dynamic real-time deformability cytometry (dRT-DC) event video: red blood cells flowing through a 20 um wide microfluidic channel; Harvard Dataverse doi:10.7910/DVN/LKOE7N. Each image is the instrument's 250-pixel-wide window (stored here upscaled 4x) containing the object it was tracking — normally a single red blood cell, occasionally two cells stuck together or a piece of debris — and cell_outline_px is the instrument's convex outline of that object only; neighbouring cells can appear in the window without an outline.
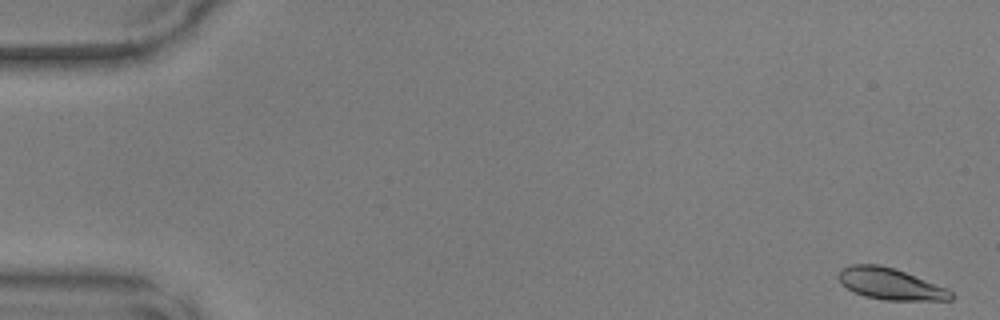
{"species": "common noctule bat (a hibernating species)", "species_latin": "Nyctalus noctula", "temperature_condition": "warm", "stored_images_in_passage": 48, "camera_frame_rate_fps": 3000, "um_per_image_px": 0.085, "animal": {"sex": "male", "body_mass_g": 17.9, "forearm_length_mm": 54.2}, "frame": {"image": 1, "passage_image": 1, "time_ms": 0.0, "image_size_px": [1000, 320], "cell_outline_px": [[956, 296], [952, 300], [884, 300], [864, 296], [840, 284], [836, 276], [844, 268], [852, 264], [876, 264], [892, 268], [904, 272], [948, 288]], "centroid_in_image_um": [75.7, 24.14], "position_along_channel_um": 9.3, "area_um2": 20.52}}
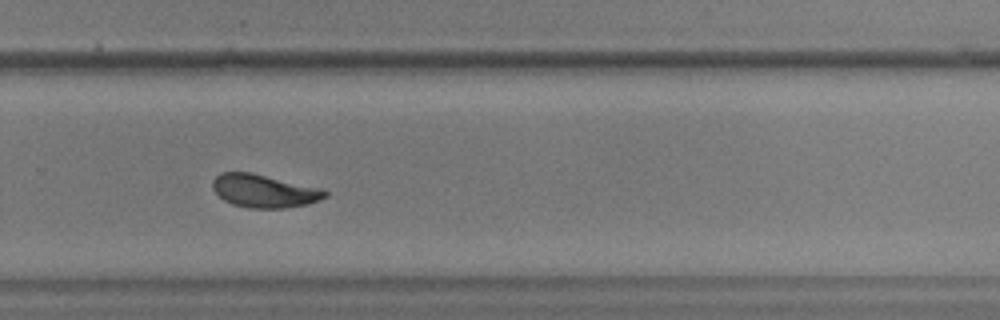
{"frame": {"image": 2, "passage_image": 33, "time_ms": 10.667, "image_size_px": [1000, 320], "cell_outline_px": [[328, 196], [320, 200], [308, 204], [284, 208], [248, 208], [232, 204], [224, 200], [212, 188], [212, 180], [220, 172], [252, 172], [324, 188], [328, 192]], "centroid_in_image_um": [22.49, 16.22], "position_along_channel_um": 307.3, "area_um2": 22.02}}
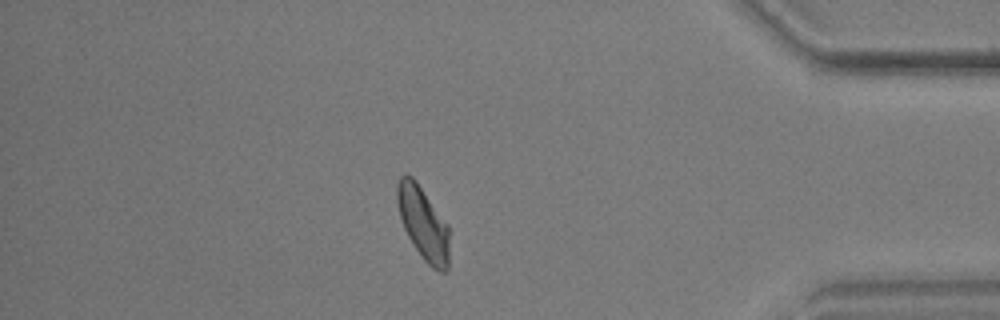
{"frame": {"image": 3, "passage_image": 42, "time_ms": 13.667, "image_size_px": [1000, 320], "cell_outline_px": [[448, 268], [444, 272], [440, 272], [432, 268], [424, 260], [408, 236], [404, 228], [400, 216], [396, 200], [396, 184], [400, 176], [412, 176], [416, 180], [448, 224]], "centroid_in_image_um": [35.96, 18.96], "position_along_channel_um": 399.2, "area_um2": 22.02}}